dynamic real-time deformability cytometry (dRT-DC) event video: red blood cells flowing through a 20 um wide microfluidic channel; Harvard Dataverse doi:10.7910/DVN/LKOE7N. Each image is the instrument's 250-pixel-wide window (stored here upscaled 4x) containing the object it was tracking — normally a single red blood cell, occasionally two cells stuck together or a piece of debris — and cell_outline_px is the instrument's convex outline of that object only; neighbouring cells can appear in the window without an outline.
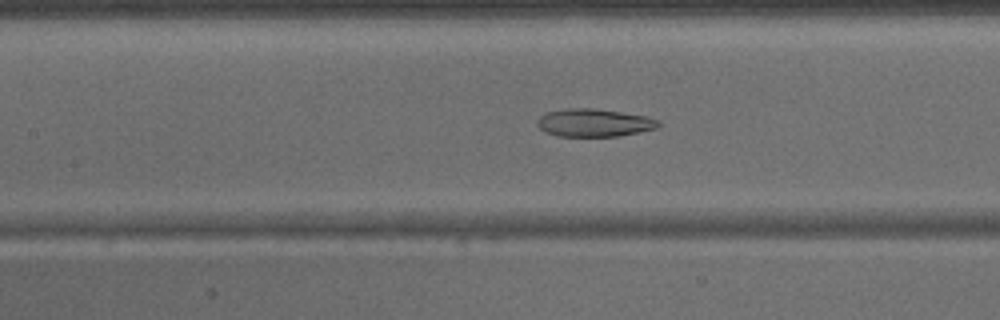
{"species": "common noctule bat (a hibernating species)", "species_latin": "Nyctalus noctula", "temperature_condition": "warm", "stored_images_in_passage": 32, "camera_frame_rate_fps": 3000, "um_per_image_px": 0.085, "animal": {"sex": "male", "body_mass_g": 15.6}, "frame": {"image": 1, "passage_image": 13, "time_ms": 4.0, "image_size_px": [1000, 320], "cell_outline_px": [[660, 124], [656, 128], [620, 136], [560, 136], [544, 132], [536, 124], [536, 120], [544, 112], [568, 108], [592, 108], [648, 116], [660, 120]], "centroid_in_image_um": [50.47, 10.43], "position_along_channel_um": 156.9, "area_um2": 19.77}}
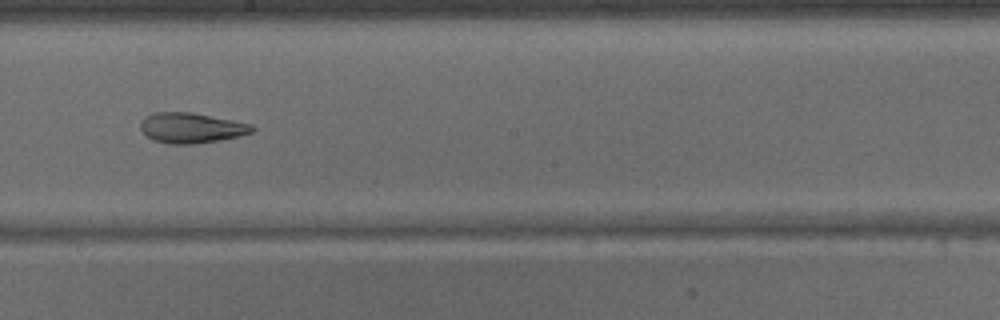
{"frame": {"image": 2, "passage_image": 18, "time_ms": 5.667, "image_size_px": [1000, 320], "cell_outline_px": [[256, 128], [252, 132], [240, 136], [220, 140], [192, 144], [172, 144], [152, 140], [140, 128], [140, 124], [144, 116], [156, 112], [192, 112], [252, 124]], "centroid_in_image_um": [16.27, 10.87], "position_along_channel_um": 231.9, "area_um2": 19.71}}
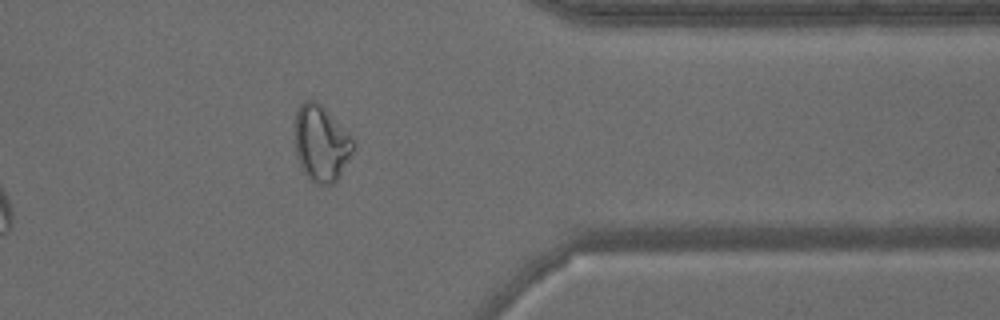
{"frame": {"image": 3, "passage_image": 29, "time_ms": 9.333, "image_size_px": [1000, 320], "cell_outline_px": [[352, 152], [340, 176], [332, 184], [316, 184], [304, 172], [296, 156], [296, 112], [300, 104], [304, 100], [316, 100], [352, 136]], "centroid_in_image_um": [27.29, 12.18], "position_along_channel_um": 384.1, "area_um2": 25.37}}